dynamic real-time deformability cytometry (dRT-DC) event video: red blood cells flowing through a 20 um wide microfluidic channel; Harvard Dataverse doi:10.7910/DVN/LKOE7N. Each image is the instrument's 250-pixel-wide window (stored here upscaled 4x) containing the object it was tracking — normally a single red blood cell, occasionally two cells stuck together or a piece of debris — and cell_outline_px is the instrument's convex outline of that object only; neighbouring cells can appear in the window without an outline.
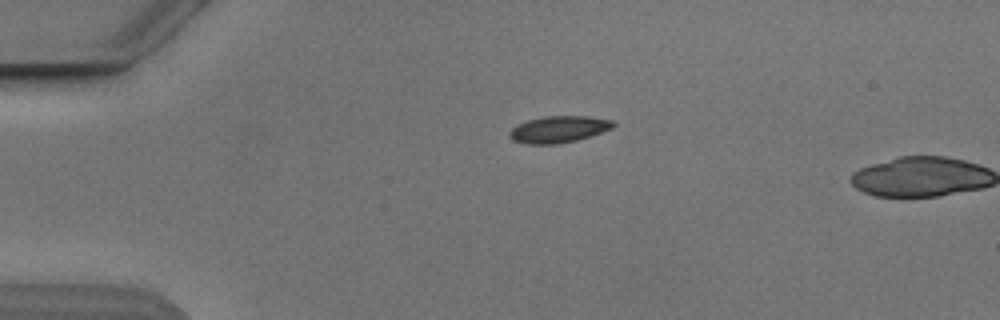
{"species": "Egyptian fruit bat (a non-hibernating species)", "species_latin": "Rousettus aegyptiacus", "temperature_condition": "cold", "stored_images_in_passage": 2, "camera_frame_rate_fps": 3000, "um_per_image_px": 0.085, "animal": {"sex": "male"}, "frame": {"image": 1, "passage_image": 1, "time_ms": 0.0, "image_size_px": [1000, 320], "cell_outline_px": [[616, 124], [612, 128], [592, 136], [576, 140], [556, 144], [528, 144], [512, 140], [508, 136], [508, 132], [516, 124], [528, 120], [544, 116], [588, 116], [612, 120]], "centroid_in_image_um": [47.47, 10.99], "position_along_channel_um": 37.5, "area_um2": 16.24}}